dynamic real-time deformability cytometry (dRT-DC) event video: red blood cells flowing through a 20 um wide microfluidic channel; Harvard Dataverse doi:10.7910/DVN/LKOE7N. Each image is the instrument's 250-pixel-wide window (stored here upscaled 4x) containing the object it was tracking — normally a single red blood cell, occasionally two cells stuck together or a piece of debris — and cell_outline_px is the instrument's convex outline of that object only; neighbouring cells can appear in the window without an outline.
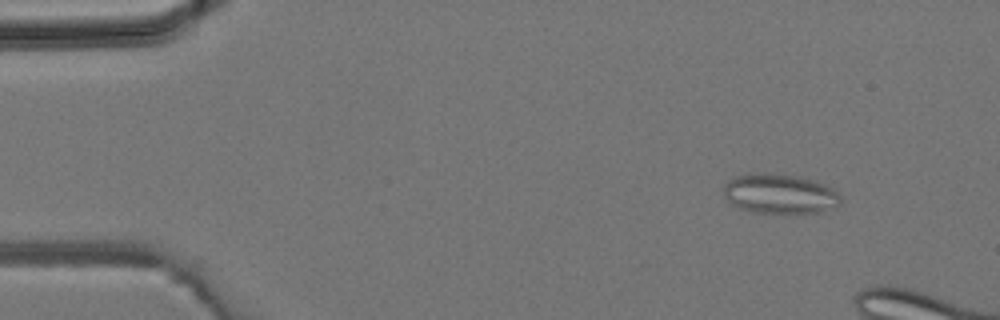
{"species": "common noctule bat (a hibernating species)", "species_latin": "Nyctalus noctula", "temperature_condition": "room temperature", "stored_images_in_passage": 19, "segment_of_instrument_passage": [1, 2], "camera_frame_rate_fps": 3000, "um_per_image_px": 0.085, "animal": {"sex": "male", "body_mass_g": 19.2, "forearm_length_mm": 51.8}, "frame": {"image": 1, "passage_image": 5, "time_ms": 1.333, "image_size_px": [1000, 320], "cell_outline_px": [[840, 204], [836, 208], [820, 212], [752, 212], [740, 208], [732, 204], [724, 196], [724, 184], [732, 176], [748, 172], [768, 172], [800, 176], [816, 180], [832, 188], [840, 196]], "centroid_in_image_um": [66.26, 16.43], "position_along_channel_um": 18.7, "area_um2": 27.51}}